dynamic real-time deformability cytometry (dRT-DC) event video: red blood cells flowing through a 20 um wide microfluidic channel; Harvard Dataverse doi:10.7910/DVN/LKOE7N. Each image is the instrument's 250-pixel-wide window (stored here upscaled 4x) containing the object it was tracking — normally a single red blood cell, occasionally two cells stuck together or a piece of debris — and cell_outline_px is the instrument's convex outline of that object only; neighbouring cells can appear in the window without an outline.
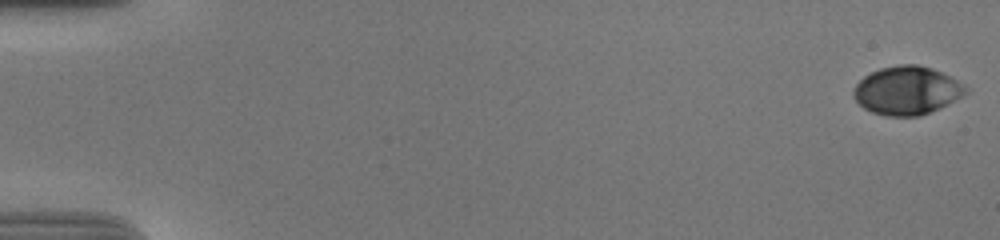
{"species": "human", "species_latin": "Homo sapiens", "temperature_condition": "cold", "stored_images_in_passage": 56, "camera_frame_rate_fps": 3000, "um_per_image_px": 0.085, "donor": {"sex": "male"}, "frame": {"image": 1, "passage_image": 1, "time_ms": 0.0, "image_size_px": [1000, 240], "cell_outline_px": [[968, 92], [948, 104], [920, 116], [884, 116], [872, 112], [864, 108], [852, 96], [852, 92], [856, 84], [864, 76], [880, 68], [896, 64], [916, 64], [932, 68], [964, 84], [968, 88]], "centroid_in_image_um": [77.07, 7.69], "position_along_channel_um": 7.9, "area_um2": 31.62}}
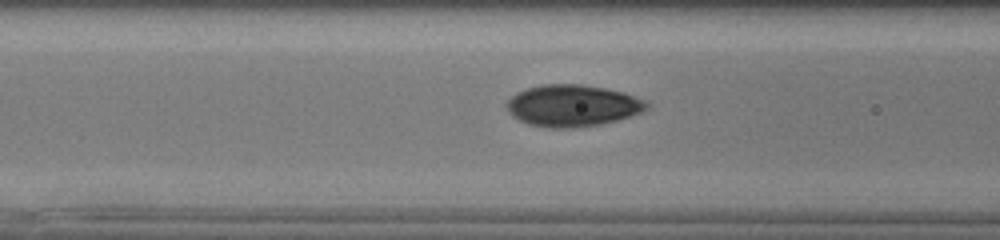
{"frame": {"image": 2, "passage_image": 24, "time_ms": 7.667, "image_size_px": [1000, 240], "cell_outline_px": [[648, 108], [640, 112], [616, 120], [600, 124], [572, 128], [552, 128], [528, 124], [512, 116], [508, 112], [504, 104], [516, 92], [528, 88], [544, 84], [580, 84], [604, 88], [624, 92], [644, 100], [648, 104]], "centroid_in_image_um": [48.62, 8.97], "position_along_channel_um": 118.0, "area_um2": 33.87}}
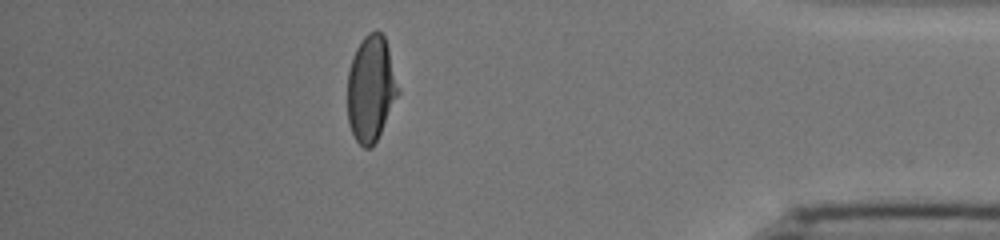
{"frame": {"image": 3, "passage_image": 50, "time_ms": 16.333, "image_size_px": [1000, 240], "cell_outline_px": [[400, 92], [372, 148], [364, 148], [356, 140], [348, 124], [348, 72], [352, 56], [356, 48], [364, 36], [368, 32], [380, 32], [384, 36], [388, 48]], "centroid_in_image_um": [31.51, 7.54], "position_along_channel_um": 403.7, "area_um2": 30.98}, "authors_computed_cell_mechanics": {"area_um2": 32.2524, "velocity_mm_per_s": 3.7197, "shape_relaxation_time_tau1_ms": 4.6424, "shape_relaxation_time_tau2_ms": 0.8061, "deformation_change_tau1": 0.1897, "deformation_change_tau2": 0.0406}}